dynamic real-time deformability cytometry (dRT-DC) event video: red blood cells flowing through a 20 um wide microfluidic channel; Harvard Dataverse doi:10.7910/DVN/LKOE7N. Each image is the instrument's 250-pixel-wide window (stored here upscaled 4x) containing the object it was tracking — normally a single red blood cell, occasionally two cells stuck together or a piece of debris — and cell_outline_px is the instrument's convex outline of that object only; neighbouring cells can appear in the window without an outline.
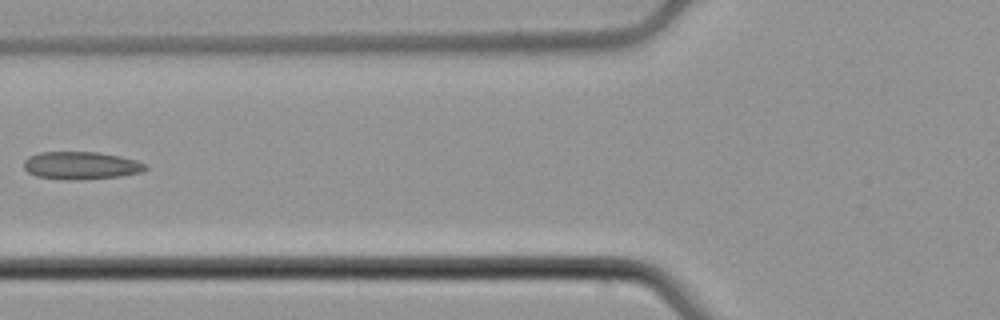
{"species": "common noctule bat (a hibernating species)", "species_latin": "Nyctalus noctula", "temperature_condition": "cold", "stored_images_in_passage": 4, "camera_frame_rate_fps": 3000, "um_per_image_px": 0.085, "animal": {"sex": "male", "body_mass_g": 21.5, "forearm_length_mm": 52.0}, "frame": {"image": 1, "passage_image": 4, "time_ms": 1.0, "image_size_px": [1000, 320], "cell_outline_px": [[148, 168], [144, 172], [120, 176], [80, 180], [68, 180], [36, 176], [28, 172], [24, 168], [24, 160], [28, 156], [40, 152], [96, 152], [120, 156], [136, 160], [148, 164]], "centroid_in_image_um": [6.92, 14.07], "position_along_channel_um": 118.9, "area_um2": 19.83}}